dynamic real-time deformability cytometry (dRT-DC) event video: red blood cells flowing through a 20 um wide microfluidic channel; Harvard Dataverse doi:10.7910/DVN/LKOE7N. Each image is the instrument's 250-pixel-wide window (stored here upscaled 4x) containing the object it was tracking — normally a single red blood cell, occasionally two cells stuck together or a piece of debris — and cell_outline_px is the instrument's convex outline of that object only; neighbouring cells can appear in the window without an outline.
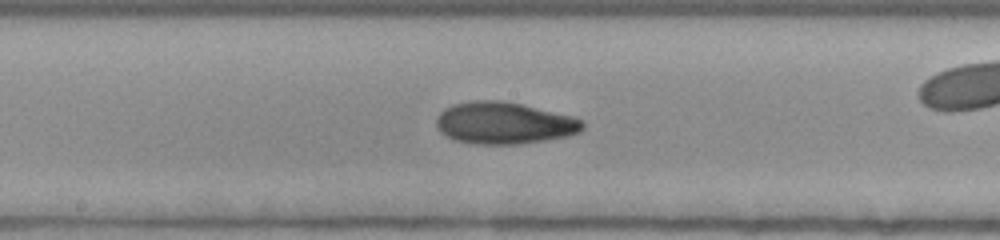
{"species": "human", "species_latin": "Homo sapiens", "temperature_condition": "room temperature", "stored_images_in_passage": 51, "camera_frame_rate_fps": 3000, "um_per_image_px": 0.085, "donor": {"sex": "female"}, "frame": {"image": 1, "passage_image": 27, "time_ms": 8.667, "image_size_px": [1000, 240], "cell_outline_px": [[584, 128], [580, 132], [568, 136], [520, 144], [480, 144], [452, 140], [444, 136], [436, 128], [436, 120], [440, 112], [444, 108], [452, 104], [468, 100], [500, 100], [520, 104], [576, 116], [584, 120]], "centroid_in_image_um": [42.84, 10.45], "position_along_channel_um": 205.4, "area_um2": 36.24}}
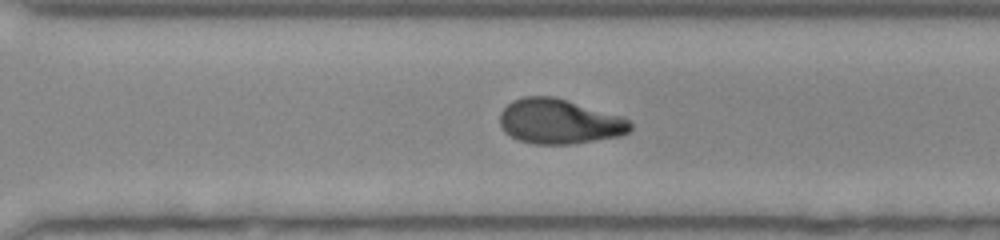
{"frame": {"image": 2, "passage_image": 36, "time_ms": 11.667, "image_size_px": [1000, 240], "cell_outline_px": [[632, 128], [628, 132], [620, 136], [568, 144], [532, 144], [516, 140], [504, 132], [500, 124], [500, 112], [512, 100], [524, 96], [552, 96], [620, 116], [628, 120], [632, 124]], "centroid_in_image_um": [47.49, 10.33], "position_along_channel_um": 323.1, "area_um2": 33.93}}
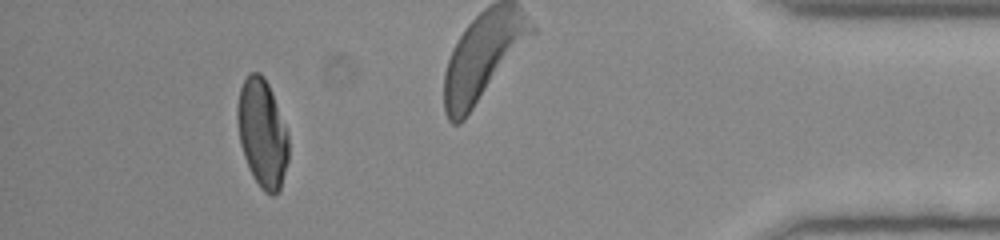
{"frame": {"image": 3, "passage_image": 47, "time_ms": 15.333, "image_size_px": [1000, 240], "cell_outline_px": [[288, 160], [280, 188], [272, 196], [264, 192], [260, 188], [252, 176], [244, 156], [240, 144], [236, 116], [236, 108], [240, 88], [244, 80], [252, 72], [260, 72], [264, 76], [272, 92], [288, 132]], "centroid_in_image_um": [22.28, 11.32], "position_along_channel_um": 412.9, "area_um2": 32.31}, "authors_computed_cell_mechanics": {"area_um2": 35.2002, "velocity_mm_per_s": 3.9172, "shape_relaxation_time_tau1_ms": null, "shape_relaxation_time_tau2_ms": 3.2961, "deformation_change_tau1": null, "deformation_change_tau2": 0.0848}}